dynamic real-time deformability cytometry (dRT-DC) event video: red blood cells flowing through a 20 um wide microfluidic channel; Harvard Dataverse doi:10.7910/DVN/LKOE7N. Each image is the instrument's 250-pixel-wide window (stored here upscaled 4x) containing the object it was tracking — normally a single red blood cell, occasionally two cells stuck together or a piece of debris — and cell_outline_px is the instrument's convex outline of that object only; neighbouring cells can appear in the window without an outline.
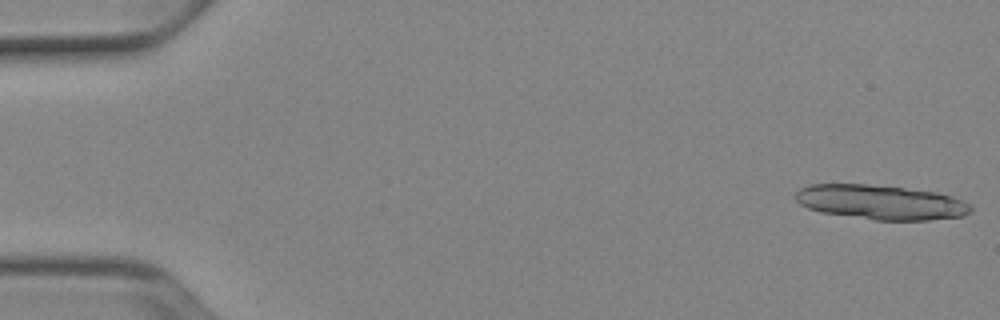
{"species": "Egyptian fruit bat (a non-hibernating species)", "species_latin": "Rousettus aegyptiacus", "temperature_condition": "cold", "stored_images_in_passage": 15, "camera_frame_rate_fps": 3000, "um_per_image_px": 0.085, "animal": {"sex": "female"}, "frame": {"image": 1, "passage_image": 1, "time_ms": 0.0, "image_size_px": [1000, 320], "cell_outline_px": [[972, 212], [964, 216], [928, 220], [876, 220], [820, 212], [808, 208], [800, 204], [796, 200], [796, 192], [800, 188], [808, 184], [864, 184], [904, 188], [936, 192], [952, 196], [964, 200], [972, 208]], "centroid_in_image_um": [74.88, 17.19], "position_along_channel_um": 10.1, "area_um2": 35.32}}